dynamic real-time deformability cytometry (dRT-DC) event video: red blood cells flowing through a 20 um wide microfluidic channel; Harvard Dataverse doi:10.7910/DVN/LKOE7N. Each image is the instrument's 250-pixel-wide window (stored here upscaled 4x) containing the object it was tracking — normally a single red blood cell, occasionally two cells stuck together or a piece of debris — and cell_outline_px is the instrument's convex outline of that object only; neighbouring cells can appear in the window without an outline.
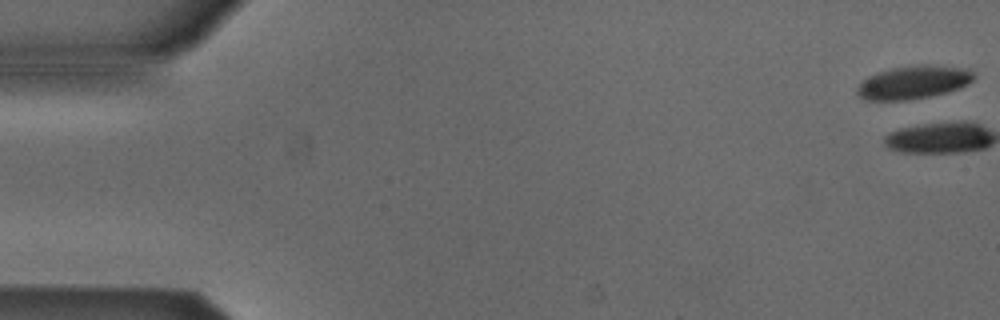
{"species": "Egyptian fruit bat (a non-hibernating species)", "species_latin": "Rousettus aegyptiacus", "temperature_condition": "cold", "stored_images_in_passage": 2, "camera_frame_rate_fps": 3000, "um_per_image_px": 0.085, "animal": {"sex": "male"}, "frame": {"image": 1, "passage_image": 1, "time_ms": 0.0, "image_size_px": [1000, 320], "cell_outline_px": [[976, 76], [972, 80], [956, 88], [944, 92], [928, 96], [904, 100], [864, 100], [856, 92], [856, 88], [868, 76], [892, 68], [920, 64], [928, 64], [968, 68]], "centroid_in_image_um": [77.62, 6.98], "position_along_channel_um": 7.4, "area_um2": 22.2}}